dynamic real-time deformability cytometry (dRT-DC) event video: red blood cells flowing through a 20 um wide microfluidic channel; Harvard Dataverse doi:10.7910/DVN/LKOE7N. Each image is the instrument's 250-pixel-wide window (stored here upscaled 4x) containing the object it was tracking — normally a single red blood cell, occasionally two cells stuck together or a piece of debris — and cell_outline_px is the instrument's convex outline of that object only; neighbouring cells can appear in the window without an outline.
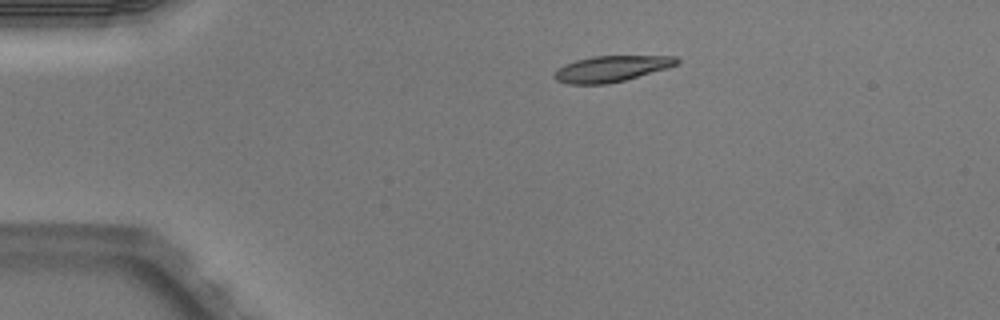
{"species": "Egyptian fruit bat (a non-hibernating species)", "species_latin": "Rousettus aegyptiacus", "temperature_condition": "warm", "stored_images_in_passage": 4, "camera_frame_rate_fps": 3000, "um_per_image_px": 0.085, "animal": {"sex": "male"}, "frame": {"image": 1, "passage_image": 2, "time_ms": 0.333, "image_size_px": [1000, 320], "cell_outline_px": [[680, 60], [676, 64], [668, 68], [624, 80], [608, 84], [568, 84], [556, 80], [552, 76], [564, 64], [576, 60], [592, 56], [676, 56]], "centroid_in_image_um": [51.96, 5.84], "position_along_channel_um": 33.0, "area_um2": 18.44}}
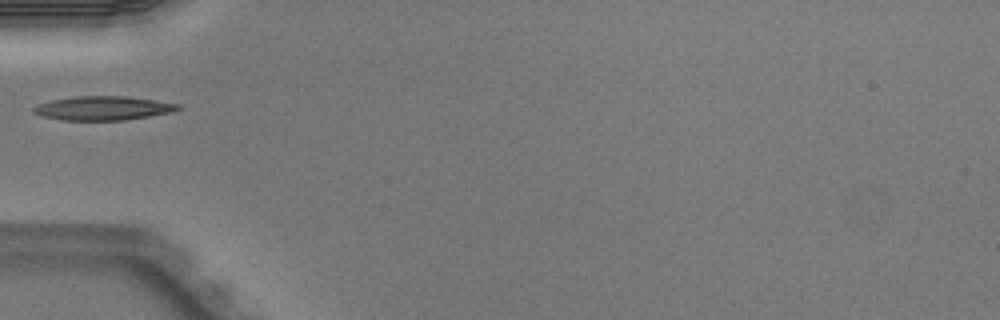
{"frame": {"image": 2, "passage_image": 4, "time_ms": 1.0, "image_size_px": [1000, 320], "cell_outline_px": [[180, 108], [172, 112], [124, 120], [60, 120], [40, 116], [32, 112], [32, 108], [40, 104], [52, 100], [76, 96], [124, 96], [180, 104]], "centroid_in_image_um": [8.71, 9.2], "position_along_channel_um": 76.3, "area_um2": 20.0}}